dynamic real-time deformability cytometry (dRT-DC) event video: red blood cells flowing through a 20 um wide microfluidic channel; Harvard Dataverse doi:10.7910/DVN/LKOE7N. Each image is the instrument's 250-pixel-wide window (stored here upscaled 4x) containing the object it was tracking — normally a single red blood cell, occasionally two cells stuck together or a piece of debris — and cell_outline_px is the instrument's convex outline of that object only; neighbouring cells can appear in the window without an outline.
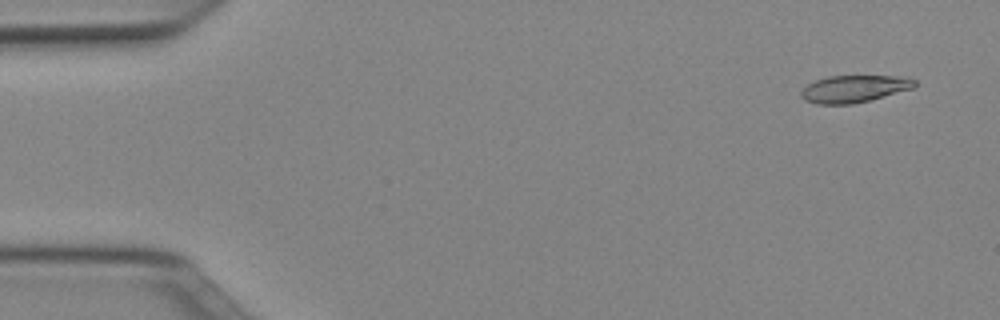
{"species": "Egyptian fruit bat (a non-hibernating species)", "species_latin": "Rousettus aegyptiacus", "temperature_condition": "cold", "stored_images_in_passage": 51, "camera_frame_rate_fps": 3000, "um_per_image_px": 0.085, "animal": {"sex": "female"}, "frame": {"image": 1, "passage_image": 3, "time_ms": 0.667, "image_size_px": [1000, 320], "cell_outline_px": [[916, 88], [852, 104], [816, 104], [804, 100], [800, 96], [800, 92], [808, 84], [816, 80], [828, 76], [908, 76], [916, 80]], "centroid_in_image_um": [72.63, 7.54], "position_along_channel_um": 12.4, "area_um2": 18.09}}
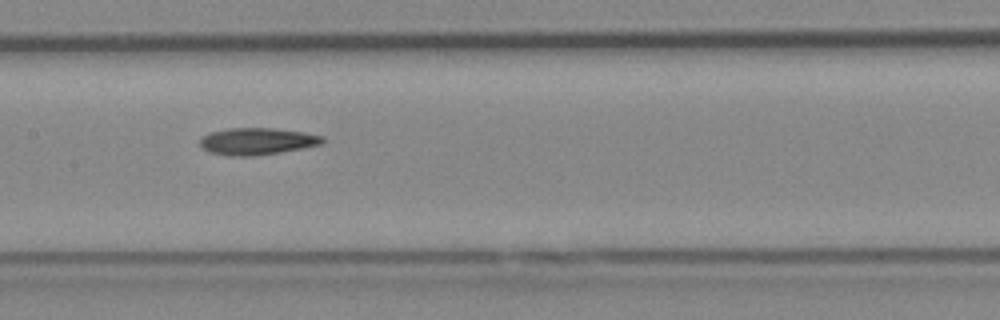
{"frame": {"image": 2, "passage_image": 25, "time_ms": 8.0, "image_size_px": [1000, 320], "cell_outline_px": [[324, 144], [280, 152], [256, 156], [228, 156], [208, 152], [200, 144], [200, 140], [208, 132], [228, 128], [272, 128], [304, 132], [324, 136]], "centroid_in_image_um": [21.86, 12.01], "position_along_channel_um": 185.5, "area_um2": 19.36}}
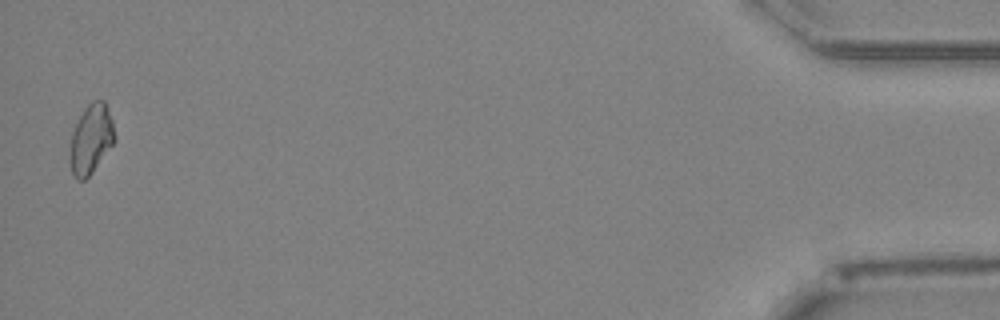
{"frame": {"image": 3, "passage_image": 50, "time_ms": 16.333, "image_size_px": [1000, 320], "cell_outline_px": [[116, 140], [92, 172], [84, 180], [76, 180], [72, 172], [68, 160], [68, 156], [72, 132], [84, 108], [92, 100], [104, 100], [112, 120]], "centroid_in_image_um": [7.71, 11.83], "position_along_channel_um": 427.5, "area_um2": 18.15}, "authors_computed_cell_mechanics": {"area_um2": 18.3226, "velocity_mm_per_s": 3.9897, "shape_relaxation_time_tau1_ms": 8.1081, "shape_relaxation_time_tau2_ms": null, "deformation_change_tau1": 0.1633, "deformation_change_tau2": null}}